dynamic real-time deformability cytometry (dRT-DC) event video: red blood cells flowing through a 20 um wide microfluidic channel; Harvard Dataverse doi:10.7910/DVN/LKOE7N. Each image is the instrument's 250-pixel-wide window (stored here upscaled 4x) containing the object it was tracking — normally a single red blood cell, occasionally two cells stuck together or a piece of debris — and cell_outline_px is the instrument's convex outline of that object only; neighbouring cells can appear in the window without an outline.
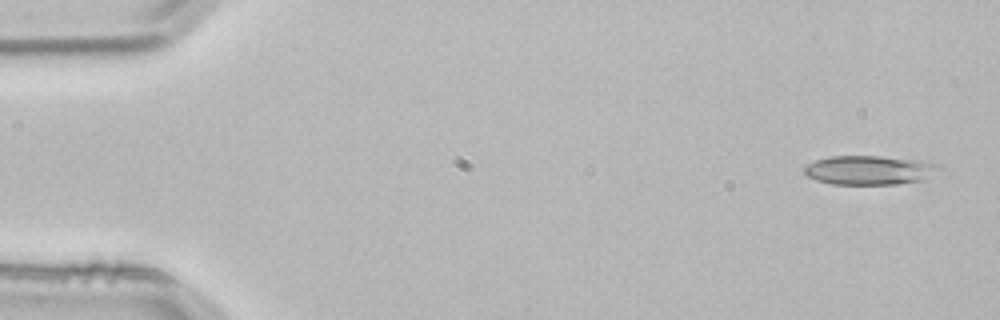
{"species": "common noctule bat (a hibernating species)", "species_latin": "Nyctalus noctula", "temperature_condition": "room temperature", "stored_images_in_passage": 3, "camera_frame_rate_fps": 3000, "um_per_image_px": 0.085, "animal": {"sex": "male", "body_mass_g": 21.5, "forearm_length_mm": 52.0}, "frame": {"image": 1, "passage_image": 1, "time_ms": 0.0, "image_size_px": [1000, 320], "cell_outline_px": [[944, 168], [924, 180], [896, 184], [832, 184], [816, 180], [808, 176], [804, 172], [804, 168], [808, 164], [816, 160], [828, 156], [880, 156], [920, 160], [936, 164]], "centroid_in_image_um": [73.93, 14.46], "position_along_channel_um": 11.1, "area_um2": 22.95}}
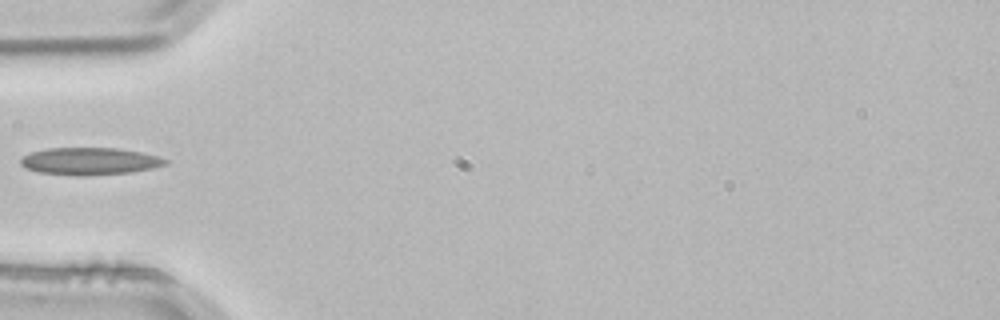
{"frame": {"image": 2, "passage_image": 3, "time_ms": 0.667, "image_size_px": [1000, 320], "cell_outline_px": [[168, 164], [152, 168], [128, 172], [84, 176], [40, 172], [24, 168], [20, 164], [20, 156], [32, 152], [48, 148], [116, 148], [140, 152], [160, 156], [168, 160]], "centroid_in_image_um": [7.61, 13.69], "position_along_channel_um": 77.4, "area_um2": 22.95}}